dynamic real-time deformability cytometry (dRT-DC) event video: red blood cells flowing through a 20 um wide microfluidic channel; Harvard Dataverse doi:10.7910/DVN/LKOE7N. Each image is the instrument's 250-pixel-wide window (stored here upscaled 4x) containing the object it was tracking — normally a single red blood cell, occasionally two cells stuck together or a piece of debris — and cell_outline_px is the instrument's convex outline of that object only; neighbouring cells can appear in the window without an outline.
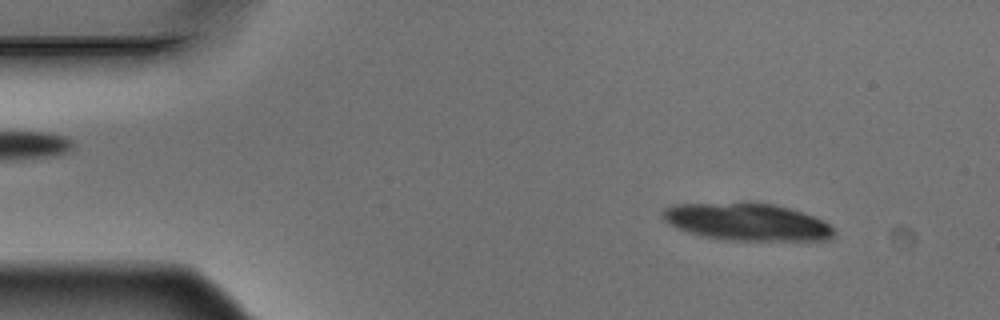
{"species": "Egyptian fruit bat (a non-hibernating species)", "species_latin": "Rousettus aegyptiacus", "temperature_condition": "warm", "stored_images_in_passage": 9, "camera_frame_rate_fps": 3000, "um_per_image_px": 0.085, "animal": {"sex": "male"}, "frame": {"image": 1, "passage_image": 2, "time_ms": 0.333, "image_size_px": [1000, 320], "cell_outline_px": [[836, 236], [832, 240], [728, 240], [704, 236], [688, 232], [676, 228], [668, 224], [660, 216], [664, 208], [676, 204], [772, 204], [788, 208], [824, 220], [836, 228]], "centroid_in_image_um": [63.54, 18.89], "position_along_channel_um": 21.5, "area_um2": 36.88}}
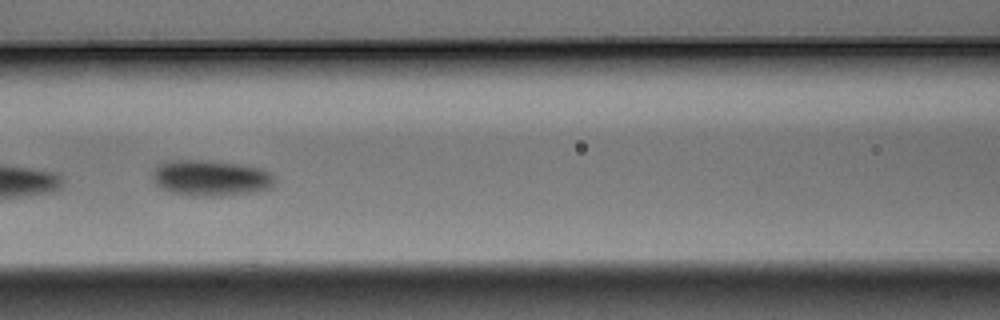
{"frame": {"image": 2, "passage_image": 7, "time_ms": 2.0, "image_size_px": [1000, 320], "cell_outline_px": [[272, 188], [256, 192], [220, 196], [192, 196], [168, 192], [160, 188], [152, 180], [152, 172], [156, 164], [168, 160], [212, 160], [244, 164], [260, 168], [272, 172]], "centroid_in_image_um": [17.86, 15.12], "position_along_channel_um": 148.7, "area_um2": 26.18}}
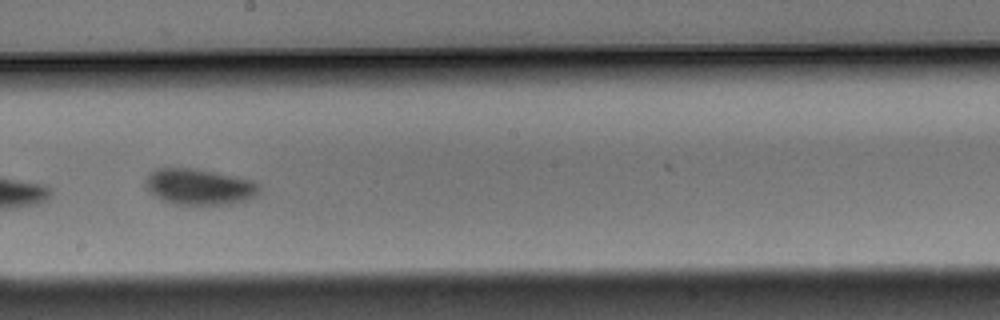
{"frame": {"image": 3, "passage_image": 9, "time_ms": 2.667, "image_size_px": [1000, 320], "cell_outline_px": [[260, 192], [256, 196], [248, 200], [232, 204], [172, 204], [160, 200], [148, 192], [144, 184], [148, 176], [156, 168], [196, 168], [216, 172], [252, 180], [260, 184]], "centroid_in_image_um": [16.95, 15.88], "position_along_channel_um": 231.3, "area_um2": 24.22}}